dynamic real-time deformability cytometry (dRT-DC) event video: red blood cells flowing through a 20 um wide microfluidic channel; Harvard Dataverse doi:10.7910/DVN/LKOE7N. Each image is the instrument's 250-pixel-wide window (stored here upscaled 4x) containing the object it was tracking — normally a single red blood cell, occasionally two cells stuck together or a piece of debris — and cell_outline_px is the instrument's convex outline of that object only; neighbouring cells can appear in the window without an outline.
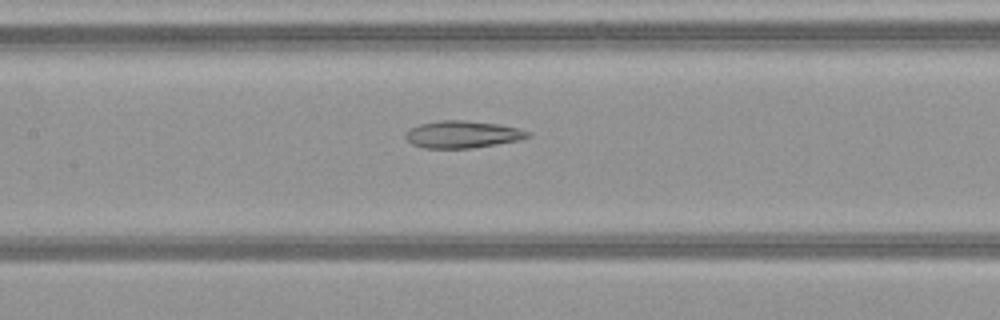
{"species": "common noctule bat (a hibernating species)", "species_latin": "Nyctalus noctula", "temperature_condition": "warm", "stored_images_in_passage": 31, "camera_frame_rate_fps": 3000, "um_per_image_px": 0.085, "animal": {"sex": "female", "body_mass_g": 21.9}, "frame": {"image": 1, "passage_image": 11, "time_ms": 3.333, "image_size_px": [1000, 320], "cell_outline_px": [[532, 136], [520, 140], [472, 148], [424, 148], [412, 144], [404, 136], [408, 128], [420, 124], [436, 120], [464, 120], [500, 124], [520, 128], [532, 132]], "centroid_in_image_um": [39.34, 11.41], "position_along_channel_um": 168.1, "area_um2": 19.65}}
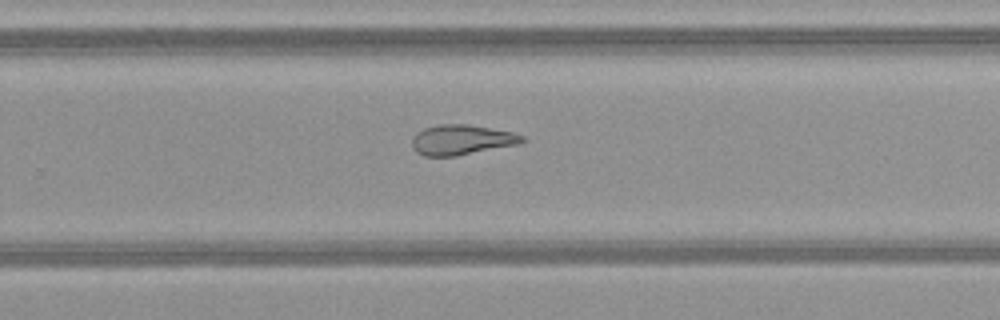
{"frame": {"image": 2, "passage_image": 20, "time_ms": 6.333, "image_size_px": [1000, 320], "cell_outline_px": [[528, 140], [520, 144], [456, 156], [424, 156], [416, 152], [412, 148], [412, 136], [416, 132], [424, 128], [440, 124], [468, 124], [512, 132], [524, 136]], "centroid_in_image_um": [39.24, 11.89], "position_along_channel_um": 290.6, "area_um2": 19.54}}
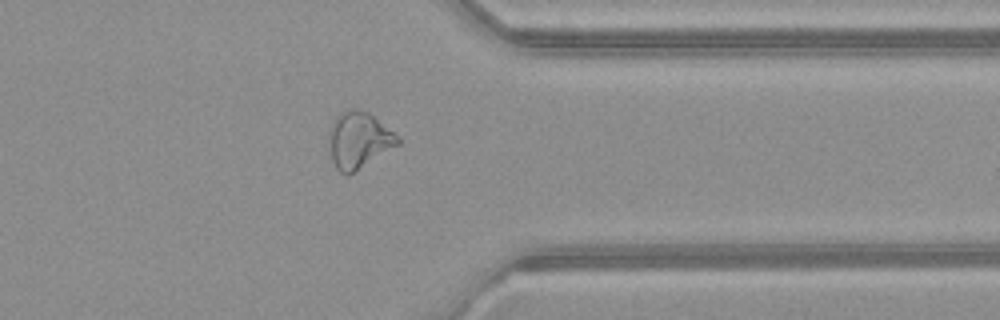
{"frame": {"image": 3, "passage_image": 27, "time_ms": 8.667, "image_size_px": [1000, 320], "cell_outline_px": [[400, 144], [352, 172], [340, 172], [336, 168], [328, 152], [328, 132], [336, 116], [340, 112], [348, 108], [360, 108], [368, 112], [400, 136]], "centroid_in_image_um": [30.47, 11.85], "position_along_channel_um": 380.9, "area_um2": 22.66}, "authors_computed_cell_mechanics": {"area_um2": 19.8832, "velocity_mm_per_s": 4.0953, "shape_relaxation_time_tau1_ms": null, "shape_relaxation_time_tau2_ms": 2.9159, "deformation_change_tau1": null, "deformation_change_tau2": 0.1265}}